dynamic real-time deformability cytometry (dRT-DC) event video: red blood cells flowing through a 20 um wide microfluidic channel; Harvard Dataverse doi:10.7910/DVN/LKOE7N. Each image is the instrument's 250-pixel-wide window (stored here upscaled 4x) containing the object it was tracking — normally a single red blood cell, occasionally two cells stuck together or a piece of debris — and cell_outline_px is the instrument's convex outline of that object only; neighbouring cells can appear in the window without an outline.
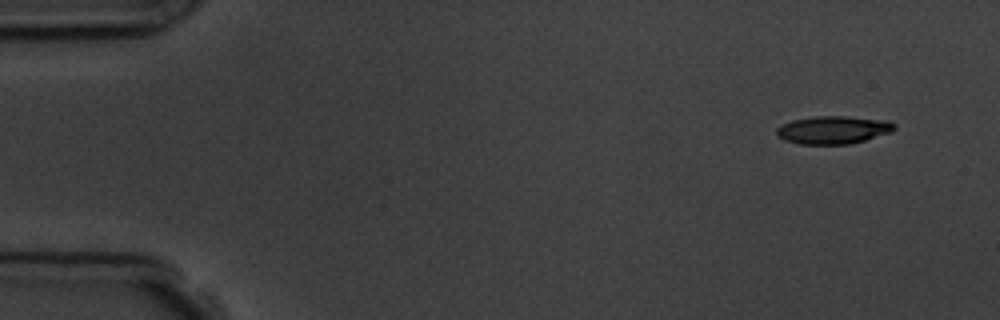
{"species": "common noctule bat (a hibernating species)", "species_latin": "Nyctalus noctula", "temperature_condition": "room temperature", "stored_images_in_passage": 4, "camera_frame_rate_fps": 3000, "um_per_image_px": 0.085, "animal": {"sex": "male", "body_mass_g": 19.5, "forearm_length_mm": 54.6}, "frame": {"image": 1, "passage_image": 1, "time_ms": 0.0, "image_size_px": [1000, 320], "cell_outline_px": [[896, 128], [892, 132], [864, 140], [848, 144], [800, 144], [784, 140], [776, 136], [776, 128], [780, 124], [792, 120], [816, 116], [848, 116], [888, 120], [896, 124]], "centroid_in_image_um": [70.81, 11.03], "position_along_channel_um": 14.2, "area_um2": 19.36}}
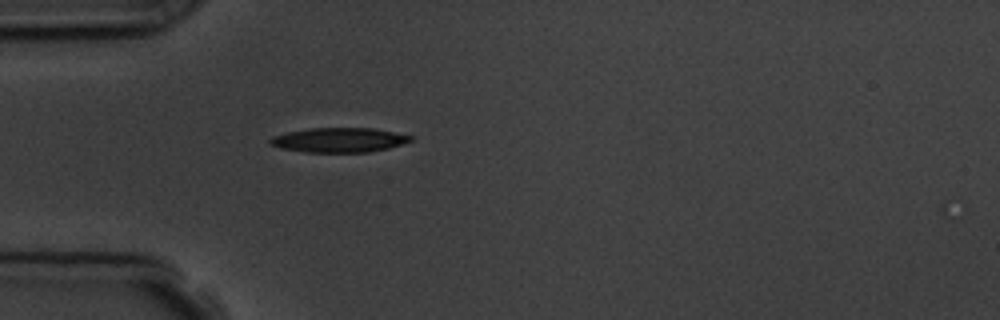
{"frame": {"image": 2, "passage_image": 4, "time_ms": 4.0, "image_size_px": [1000, 320], "cell_outline_px": [[412, 140], [388, 148], [368, 152], [304, 152], [280, 148], [272, 144], [268, 140], [272, 136], [288, 132], [312, 128], [372, 128], [412, 136]], "centroid_in_image_um": [28.78, 11.9], "position_along_channel_um": 56.2, "area_um2": 19.83}}